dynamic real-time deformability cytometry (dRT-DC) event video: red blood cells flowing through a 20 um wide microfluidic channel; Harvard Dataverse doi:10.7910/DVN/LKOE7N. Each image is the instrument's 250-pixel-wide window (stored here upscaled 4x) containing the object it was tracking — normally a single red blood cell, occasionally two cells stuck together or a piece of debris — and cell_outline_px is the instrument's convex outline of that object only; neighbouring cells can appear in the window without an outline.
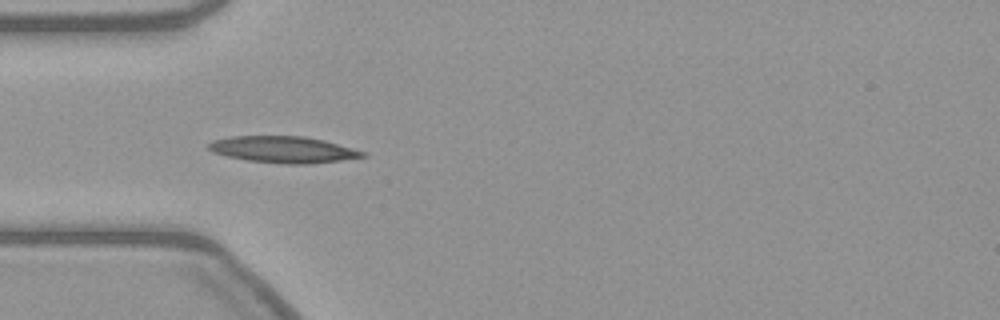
{"species": "common noctule bat (a hibernating species)", "species_latin": "Nyctalus noctula", "temperature_condition": "warm", "stored_images_in_passage": 40, "camera_frame_rate_fps": 3000, "um_per_image_px": 0.085, "animal": {"sex": "female", "body_mass_g": 21.9}, "frame": {"image": 1, "passage_image": 1, "time_ms": 0.0, "image_size_px": [1000, 320], "cell_outline_px": [[368, 156], [340, 160], [308, 164], [284, 164], [248, 160], [228, 156], [212, 152], [208, 148], [208, 144], [212, 140], [232, 136], [304, 136], [324, 140], [368, 152]], "centroid_in_image_um": [24.11, 12.71], "position_along_channel_um": 60.9, "area_um2": 23.81}}
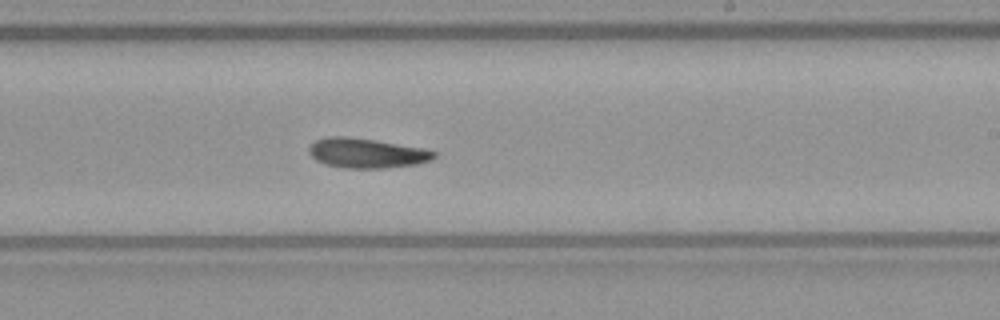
{"frame": {"image": 2, "passage_image": 17, "time_ms": 5.333, "image_size_px": [1000, 320], "cell_outline_px": [[436, 156], [432, 160], [416, 164], [388, 168], [344, 168], [324, 164], [316, 160], [308, 152], [308, 148], [316, 140], [328, 136], [348, 136], [376, 140], [424, 148], [436, 152]], "centroid_in_image_um": [31.17, 13.01], "position_along_channel_um": 257.8, "area_um2": 21.85}}
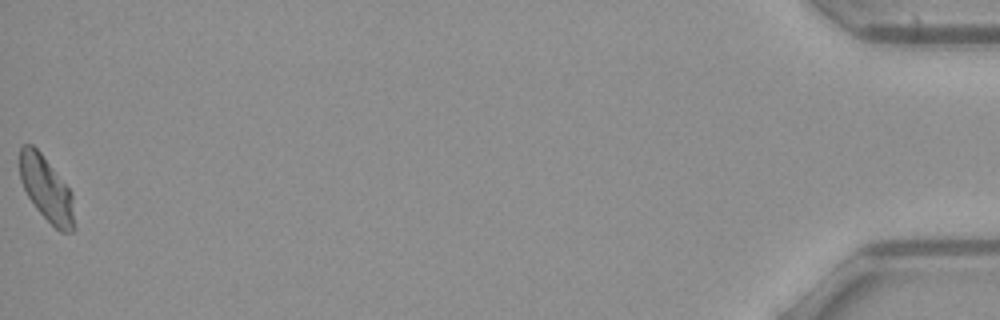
{"frame": {"image": 3, "passage_image": 40, "time_ms": 13.0, "image_size_px": [1000, 320], "cell_outline_px": [[76, 228], [72, 232], [60, 232], [36, 208], [28, 196], [20, 180], [20, 148], [24, 144], [32, 144], [40, 152], [72, 192]], "centroid_in_image_um": [3.97, 16.09], "position_along_channel_um": 431.2, "area_um2": 20.52}}